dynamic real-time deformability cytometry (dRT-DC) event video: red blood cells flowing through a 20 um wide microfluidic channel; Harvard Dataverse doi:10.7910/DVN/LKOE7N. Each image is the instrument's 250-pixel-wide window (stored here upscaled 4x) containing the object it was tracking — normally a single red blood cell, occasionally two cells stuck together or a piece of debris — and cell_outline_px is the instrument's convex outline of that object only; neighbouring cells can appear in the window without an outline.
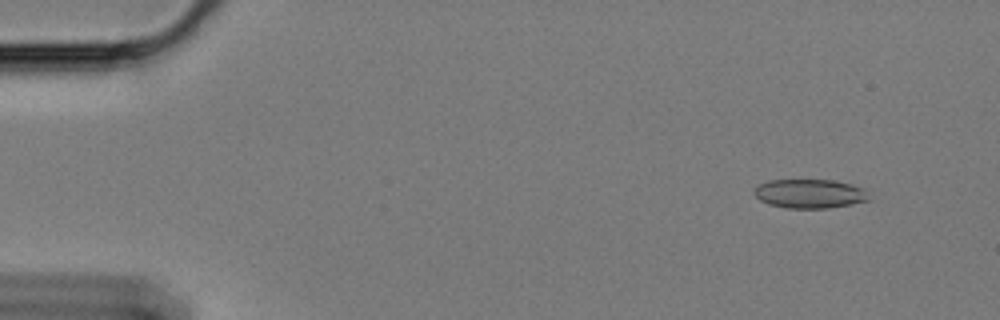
{"species": "Egyptian fruit bat (a non-hibernating species)", "species_latin": "Rousettus aegyptiacus", "temperature_condition": "cold", "stored_images_in_passage": 59, "camera_frame_rate_fps": 3000, "um_per_image_px": 0.085, "animal": {"sex": "female"}, "frame": {"image": 1, "passage_image": 5, "time_ms": 1.333, "image_size_px": [1000, 320], "cell_outline_px": [[872, 200], [852, 204], [828, 208], [788, 208], [768, 204], [760, 200], [752, 192], [752, 188], [768, 180], [832, 180], [852, 184], [864, 188]], "centroid_in_image_um": [68.83, 16.46], "position_along_channel_um": 16.2, "area_um2": 19.65}}
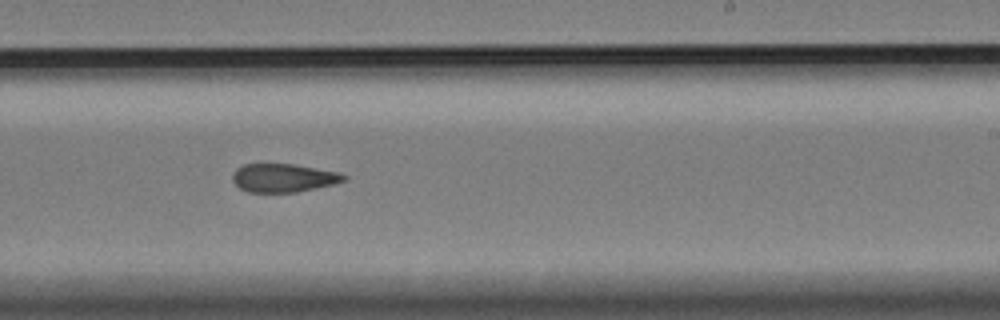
{"frame": {"image": 2, "passage_image": 36, "time_ms": 11.667, "image_size_px": [1000, 320], "cell_outline_px": [[348, 180], [332, 184], [296, 192], [248, 192], [240, 188], [232, 180], [232, 176], [236, 168], [244, 164], [292, 164], [340, 172], [348, 176]], "centroid_in_image_um": [24.1, 15.11], "position_along_channel_um": 264.9, "area_um2": 18.38}}
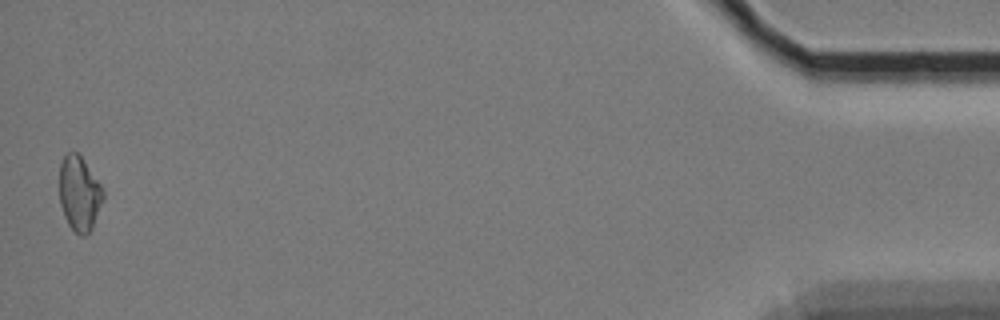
{"frame": {"image": 3, "passage_image": 58, "time_ms": 19.0, "image_size_px": [1000, 320], "cell_outline_px": [[104, 200], [92, 228], [84, 236], [80, 236], [68, 224], [64, 216], [60, 204], [60, 164], [64, 156], [68, 152], [76, 152], [84, 160], [104, 188]], "centroid_in_image_um": [6.77, 16.45], "position_along_channel_um": 428.4, "area_um2": 19.13}, "authors_computed_cell_mechanics": {"area_um2": 19.5942, "velocity_mm_per_s": 3.4052, "shape_relaxation_time_tau1_ms": null, "shape_relaxation_time_tau2_ms": 3.5415, "deformation_change_tau1": null, "deformation_change_tau2": 0.0943}}